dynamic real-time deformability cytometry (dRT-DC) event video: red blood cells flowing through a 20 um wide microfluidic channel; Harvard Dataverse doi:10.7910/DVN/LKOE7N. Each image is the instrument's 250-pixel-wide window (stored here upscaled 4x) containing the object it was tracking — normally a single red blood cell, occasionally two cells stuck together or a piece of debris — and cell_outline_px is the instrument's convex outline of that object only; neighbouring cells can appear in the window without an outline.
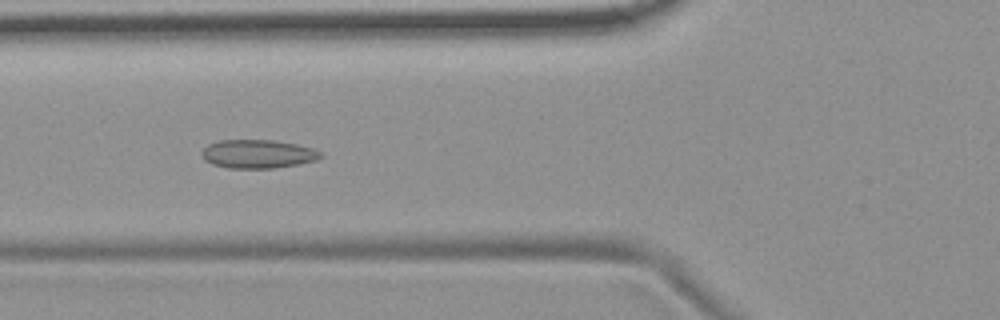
{"species": "common noctule bat (a hibernating species)", "species_latin": "Nyctalus noctula", "temperature_condition": "room temperature", "stored_images_in_passage": 45, "camera_frame_rate_fps": 3000, "um_per_image_px": 0.085, "animal": {"sex": "female", "body_mass_g": 19.9}, "frame": {"image": 1, "passage_image": 10, "time_ms": 3.0, "image_size_px": [1000, 320], "cell_outline_px": [[324, 156], [316, 160], [276, 168], [228, 168], [212, 164], [204, 160], [200, 152], [208, 144], [220, 140], [276, 140], [296, 144], [312, 148], [320, 152]], "centroid_in_image_um": [21.89, 13.08], "position_along_channel_um": 103.9, "area_um2": 19.83}}
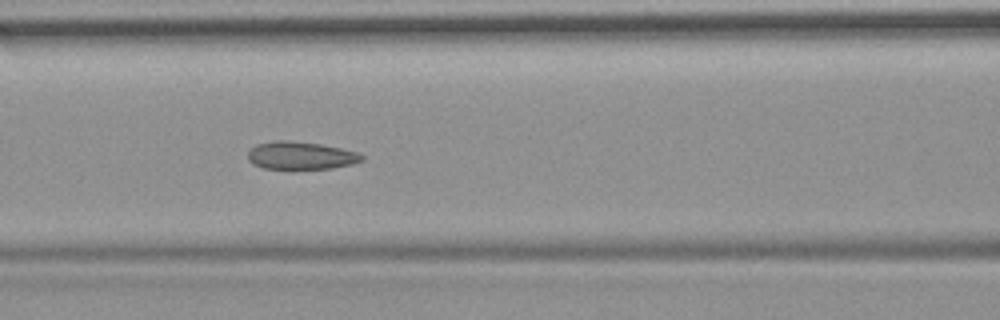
{"frame": {"image": 2, "passage_image": 13, "time_ms": 4.0, "image_size_px": [1000, 320], "cell_outline_px": [[364, 160], [352, 164], [332, 168], [264, 168], [252, 164], [248, 160], [248, 152], [256, 144], [276, 140], [288, 140], [320, 144], [340, 148], [356, 152], [364, 156]], "centroid_in_image_um": [25.55, 13.21], "position_along_channel_um": 141.1, "area_um2": 18.26}}
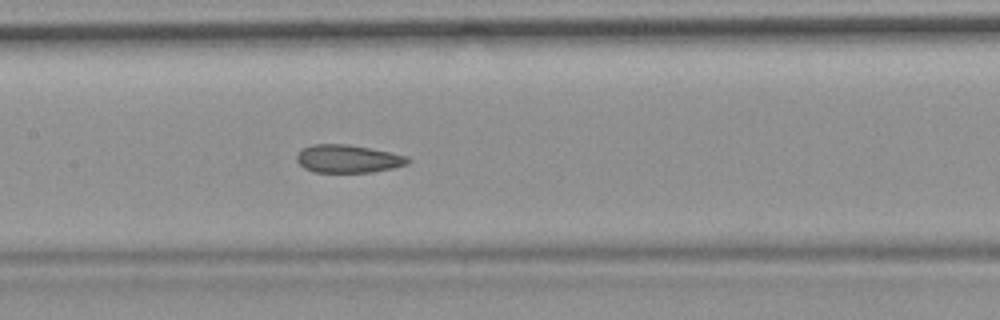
{"frame": {"image": 3, "passage_image": 16, "time_ms": 5.0, "image_size_px": [1000, 320], "cell_outline_px": [[412, 160], [408, 164], [392, 168], [372, 172], [312, 172], [304, 168], [296, 160], [296, 156], [304, 148], [312, 144], [348, 144], [408, 156]], "centroid_in_image_um": [29.58, 13.5], "position_along_channel_um": 177.8, "area_um2": 18.03}, "authors_computed_cell_mechanics": {"area_um2": 19.0162, "velocity_mm_per_s": 3.6914, "shape_relaxation_time_tau1_ms": null, "shape_relaxation_time_tau2_ms": 1.5397, "deformation_change_tau1": null, "deformation_change_tau2": 0.0771}}